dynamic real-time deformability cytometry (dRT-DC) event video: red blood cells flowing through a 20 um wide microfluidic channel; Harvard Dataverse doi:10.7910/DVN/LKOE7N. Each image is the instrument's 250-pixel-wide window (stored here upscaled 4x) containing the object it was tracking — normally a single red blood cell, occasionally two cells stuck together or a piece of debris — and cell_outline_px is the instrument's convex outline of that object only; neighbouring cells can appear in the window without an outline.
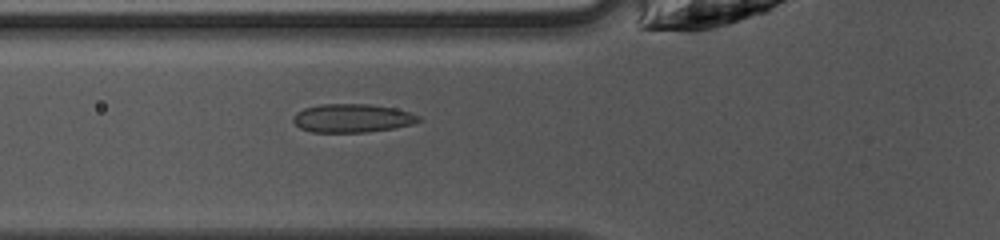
{"species": "common noctule bat (a hibernating species)", "species_latin": "Nyctalus noctula", "temperature_condition": "warm", "stored_images_in_passage": 46, "camera_frame_rate_fps": 3000, "um_per_image_px": 0.085, "animal": {"sex": "female", "body_mass_g": 10.0, "forearm_length_mm": 53.1}, "frame": {"image": 1, "passage_image": 16, "time_ms": 5.0, "image_size_px": [1000, 240], "cell_outline_px": [[420, 120], [412, 124], [392, 128], [364, 132], [312, 132], [300, 128], [292, 120], [292, 116], [296, 112], [304, 108], [320, 104], [368, 104], [396, 108], [420, 116]], "centroid_in_image_um": [29.9, 10.04], "position_along_channel_um": 95.9, "area_um2": 20.75}}
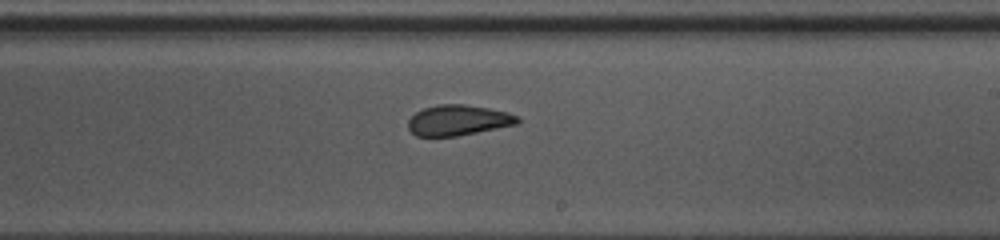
{"frame": {"image": 2, "passage_image": 27, "time_ms": 8.667, "image_size_px": [1000, 240], "cell_outline_px": [[520, 124], [456, 136], [416, 136], [408, 128], [408, 120], [416, 112], [424, 108], [436, 104], [464, 104], [488, 108], [508, 112], [520, 116]], "centroid_in_image_um": [38.98, 10.21], "position_along_channel_um": 250.0, "area_um2": 19.59}}
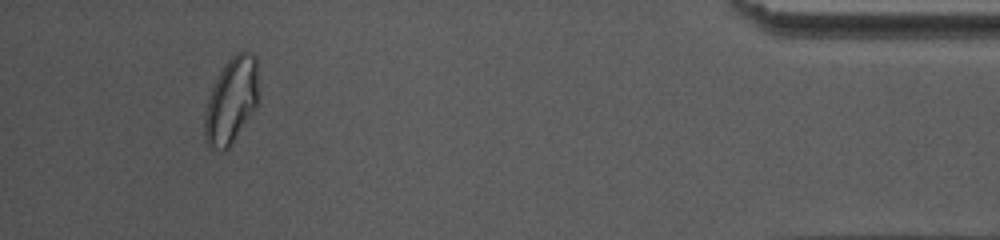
{"frame": {"image": 3, "passage_image": 43, "time_ms": 14.0, "image_size_px": [1000, 240], "cell_outline_px": [[256, 108], [228, 148], [220, 152], [208, 148], [204, 140], [204, 116], [208, 100], [212, 88], [224, 64], [236, 52], [252, 52], [256, 56]], "centroid_in_image_um": [19.62, 8.6], "position_along_channel_um": 415.6, "area_um2": 26.7}, "authors_computed_cell_mechanics": {"area_um2": 20.8658, "velocity_mm_per_s": 4.1808, "shape_relaxation_time_tau1_ms": 6.4197, "shape_relaxation_time_tau2_ms": 1.3478, "deformation_change_tau1": 0.1459, "deformation_change_tau2": 0.0536}}